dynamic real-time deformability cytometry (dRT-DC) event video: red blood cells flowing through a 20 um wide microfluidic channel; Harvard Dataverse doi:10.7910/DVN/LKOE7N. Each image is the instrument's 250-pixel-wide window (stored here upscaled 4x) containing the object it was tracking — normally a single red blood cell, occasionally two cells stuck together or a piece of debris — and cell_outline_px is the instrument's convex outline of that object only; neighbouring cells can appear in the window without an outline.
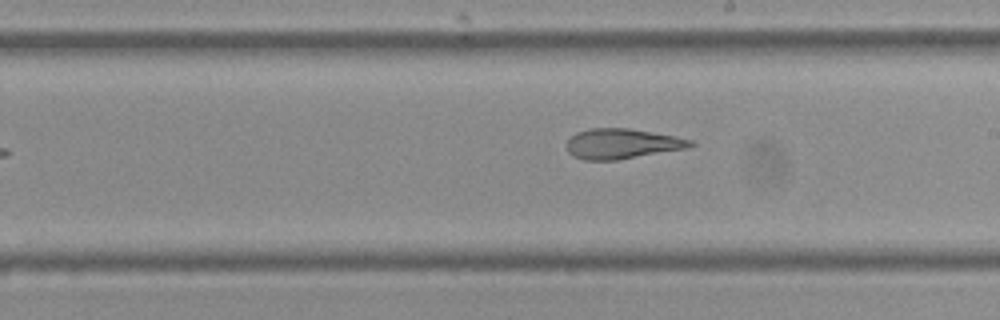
{"species": "Egyptian fruit bat (a non-hibernating species)", "species_latin": "Rousettus aegyptiacus", "temperature_condition": "cold", "stored_images_in_passage": 9, "camera_frame_rate_fps": 3000, "um_per_image_px": 0.085, "frame": {"image": 1, "passage_image": 9, "time_ms": 2.667, "image_size_px": [1000, 320], "cell_outline_px": [[696, 144], [688, 148], [616, 160], [584, 160], [572, 156], [568, 152], [568, 140], [576, 132], [588, 128], [628, 128], [676, 136], [692, 140]], "centroid_in_image_um": [52.88, 12.21], "position_along_channel_um": 236.1, "area_um2": 21.73}}